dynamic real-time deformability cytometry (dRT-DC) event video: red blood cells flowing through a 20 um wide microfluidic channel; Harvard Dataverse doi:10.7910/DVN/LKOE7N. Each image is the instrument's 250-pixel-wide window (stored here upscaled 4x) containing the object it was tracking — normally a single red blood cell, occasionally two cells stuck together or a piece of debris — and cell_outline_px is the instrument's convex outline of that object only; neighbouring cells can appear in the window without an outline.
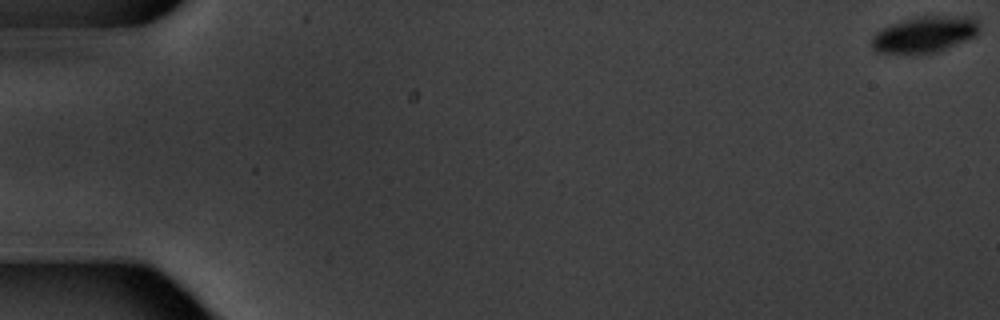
{"species": "common noctule bat (a hibernating species)", "species_latin": "Nyctalus noctula", "temperature_condition": "warm", "stored_images_in_passage": 11, "camera_frame_rate_fps": 3000, "um_per_image_px": 0.085, "animal": {"sex": "male", "body_mass_g": 20.1, "forearm_length_mm": 53.5}, "frame": {"image": 1, "passage_image": 1, "time_ms": 0.0, "image_size_px": [1000, 320], "cell_outline_px": [[980, 32], [964, 40], [936, 52], [880, 52], [872, 48], [872, 36], [876, 32], [892, 24], [916, 16], [972, 16], [976, 20], [980, 28]], "centroid_in_image_um": [78.61, 2.88], "position_along_channel_um": 6.4, "area_um2": 22.02}}
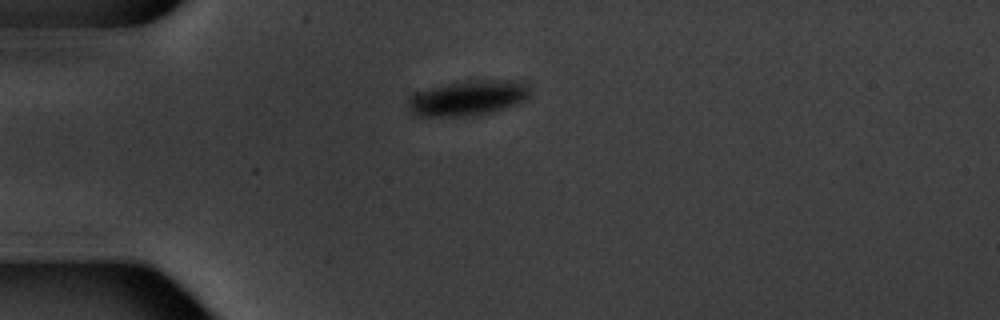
{"frame": {"image": 2, "passage_image": 5, "time_ms": 5.333, "image_size_px": [1000, 320], "cell_outline_px": [[528, 96], [524, 100], [516, 104], [480, 116], [412, 116], [408, 112], [408, 108], [412, 96], [428, 88], [464, 80], [520, 80], [528, 84]], "centroid_in_image_um": [39.79, 8.34], "position_along_channel_um": 45.2, "area_um2": 25.09}}
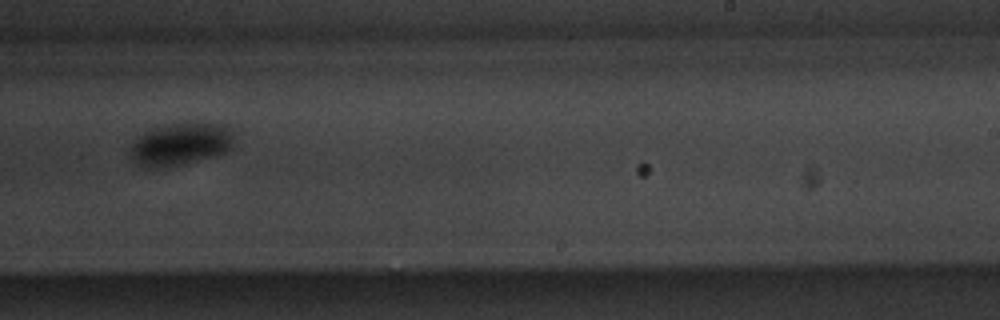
{"frame": {"image": 3, "passage_image": 11, "time_ms": 12.667, "image_size_px": [1000, 320], "cell_outline_px": [[232, 148], [228, 152], [216, 156], [184, 164], [160, 168], [148, 168], [136, 164], [132, 160], [132, 144], [144, 132], [156, 128], [172, 124], [224, 124], [232, 132]], "centroid_in_image_um": [15.37, 12.29], "position_along_channel_um": 273.6, "area_um2": 25.32}}